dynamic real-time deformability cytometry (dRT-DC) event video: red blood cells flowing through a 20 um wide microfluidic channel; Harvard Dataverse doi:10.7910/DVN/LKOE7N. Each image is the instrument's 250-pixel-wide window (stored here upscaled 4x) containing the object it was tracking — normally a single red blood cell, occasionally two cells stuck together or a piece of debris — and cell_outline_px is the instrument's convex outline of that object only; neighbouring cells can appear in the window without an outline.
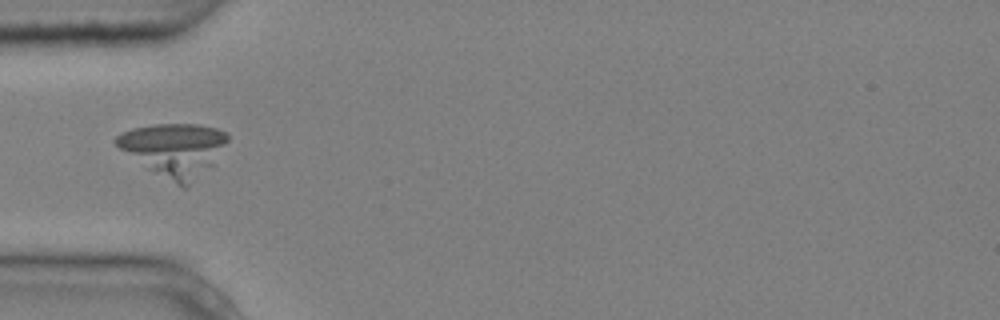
{"species": "common noctule bat (a hibernating species)", "species_latin": "Nyctalus noctula", "temperature_condition": "cold", "stored_images_in_passage": 5, "segment_of_instrument_passage": [2, 2], "camera_frame_rate_fps": 3000, "um_per_image_px": 0.085, "animal": {"sex": "male", "body_mass_g": 20.4}, "frame": {"image": 1, "passage_image": 5, "time_ms": 1.333, "image_size_px": [1000, 320], "cell_outline_px": [[228, 140], [212, 164], [184, 188], [176, 184], [156, 172], [120, 148], [116, 144], [116, 136], [120, 132], [132, 128], [152, 124], [200, 124], [216, 128], [224, 132], [228, 136]], "centroid_in_image_um": [14.81, 12.65], "position_along_channel_um": 70.2, "area_um2": 33.18}}